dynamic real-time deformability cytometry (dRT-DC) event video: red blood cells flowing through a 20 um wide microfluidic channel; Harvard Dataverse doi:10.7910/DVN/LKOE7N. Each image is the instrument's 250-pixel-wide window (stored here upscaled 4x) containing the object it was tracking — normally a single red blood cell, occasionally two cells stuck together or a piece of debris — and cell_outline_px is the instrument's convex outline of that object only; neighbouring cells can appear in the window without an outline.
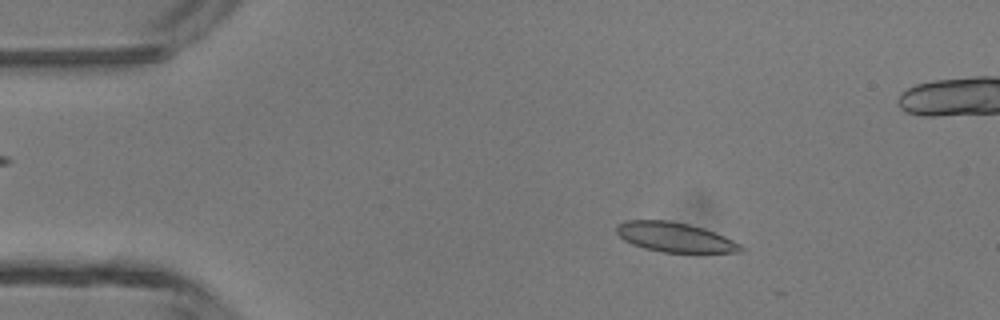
{"species": "common noctule bat (a hibernating species)", "species_latin": "Nyctalus noctula", "temperature_condition": "room temperature", "stored_images_in_passage": 37, "camera_frame_rate_fps": 3000, "um_per_image_px": 0.085, "animal": {"sex": "male", "body_mass_g": 13.3}, "frame": {"image": 1, "passage_image": 4, "time_ms": 1.0, "image_size_px": [1000, 320], "cell_outline_px": [[744, 248], [740, 252], [660, 252], [644, 248], [632, 244], [624, 240], [616, 232], [616, 224], [624, 220], [668, 220], [688, 224], [704, 228], [724, 236], [740, 244]], "centroid_in_image_um": [57.31, 20.15], "position_along_channel_um": 27.7, "area_um2": 21.39}}
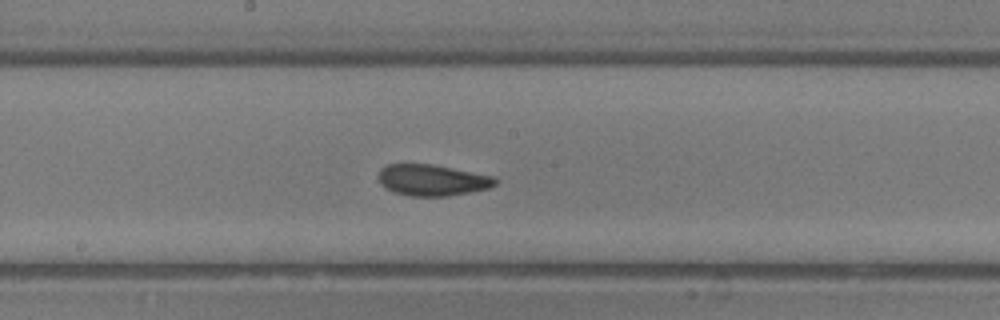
{"frame": {"image": 2, "passage_image": 21, "time_ms": 6.667, "image_size_px": [1000, 320], "cell_outline_px": [[496, 184], [488, 188], [448, 196], [412, 196], [396, 192], [380, 184], [380, 168], [388, 164], [432, 164], [496, 176]], "centroid_in_image_um": [36.77, 15.3], "position_along_channel_um": 211.4, "area_um2": 21.04}}
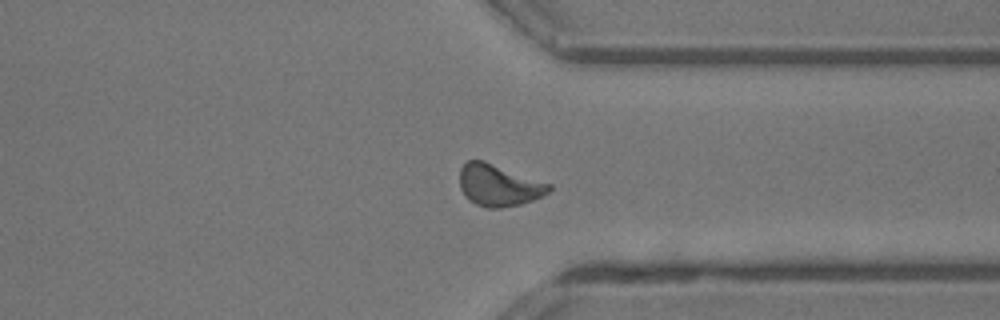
{"frame": {"image": 3, "passage_image": 32, "time_ms": 10.333, "image_size_px": [1000, 320], "cell_outline_px": [[552, 188], [544, 196], [520, 204], [500, 208], [488, 208], [476, 204], [468, 200], [464, 196], [460, 188], [460, 168], [468, 160], [484, 160], [552, 184]], "centroid_in_image_um": [42.39, 15.74], "position_along_channel_um": 369.0, "area_um2": 21.91}, "authors_computed_cell_mechanics": {"area_um2": 21.386, "velocity_mm_per_s": 4.3305, "shape_relaxation_time_tau1_ms": 4.7081, "shape_relaxation_time_tau2_ms": 1.6096, "deformation_change_tau1": 0.1199, "deformation_change_tau2": 0.0637}}